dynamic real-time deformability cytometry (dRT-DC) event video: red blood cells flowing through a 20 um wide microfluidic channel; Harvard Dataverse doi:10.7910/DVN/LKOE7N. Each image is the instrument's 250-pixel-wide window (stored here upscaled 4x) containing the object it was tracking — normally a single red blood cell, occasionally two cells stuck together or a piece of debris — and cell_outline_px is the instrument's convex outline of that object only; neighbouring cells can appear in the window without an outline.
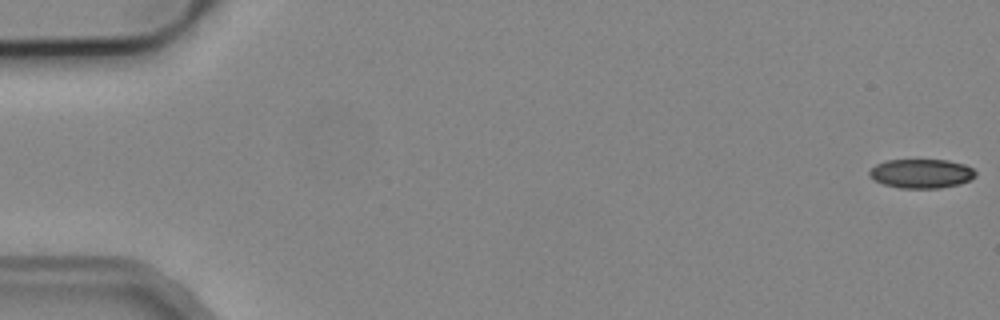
{"species": "common noctule bat (a hibernating species)", "species_latin": "Nyctalus noctula", "temperature_condition": "cold", "stored_images_in_passage": 4, "camera_frame_rate_fps": 3000, "um_per_image_px": 0.085, "animal": {"sex": "male", "body_mass_g": 19.2, "forearm_length_mm": 51.8}, "frame": {"image": 1, "passage_image": 1, "time_ms": 0.0, "image_size_px": [1000, 320], "cell_outline_px": [[976, 176], [960, 184], [940, 188], [900, 188], [884, 184], [868, 176], [868, 172], [876, 164], [884, 160], [948, 160], [964, 164], [972, 168], [976, 172]], "centroid_in_image_um": [78.31, 14.75], "position_along_channel_um": 6.7, "area_um2": 18.03}}
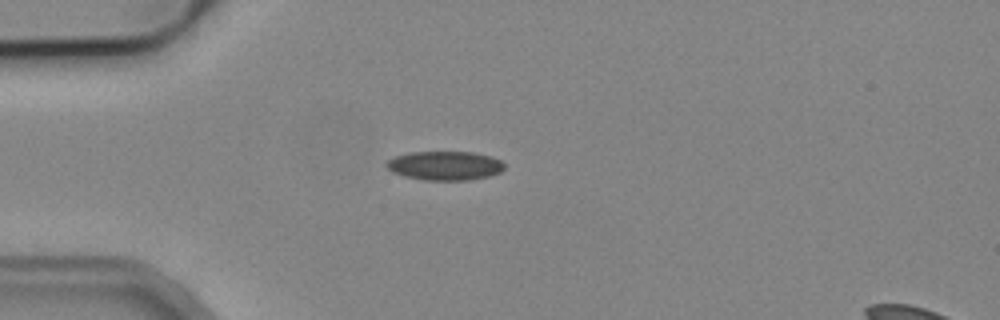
{"frame": {"image": 2, "passage_image": 4, "time_ms": 4.667, "image_size_px": [1000, 320], "cell_outline_px": [[504, 168], [500, 172], [488, 176], [468, 180], [424, 180], [404, 176], [392, 172], [384, 164], [388, 160], [396, 156], [412, 152], [472, 152], [492, 156], [500, 160], [504, 164]], "centroid_in_image_um": [37.81, 14.08], "position_along_channel_um": 47.2, "area_um2": 19.88}}